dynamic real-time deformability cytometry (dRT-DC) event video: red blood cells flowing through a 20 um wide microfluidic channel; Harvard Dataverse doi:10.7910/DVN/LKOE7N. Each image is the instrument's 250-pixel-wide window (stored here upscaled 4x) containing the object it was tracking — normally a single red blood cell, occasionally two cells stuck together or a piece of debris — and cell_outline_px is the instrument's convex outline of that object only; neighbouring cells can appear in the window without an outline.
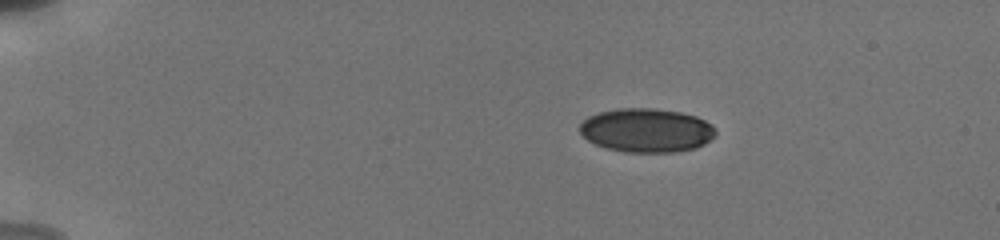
{"species": "human", "species_latin": "Homo sapiens", "temperature_condition": "cold", "stored_images_in_passage": 23, "camera_frame_rate_fps": 3000, "um_per_image_px": 0.085, "donor": {"sex": "male"}, "frame": {"image": 1, "passage_image": 6, "time_ms": 2.667, "image_size_px": [1000, 240], "cell_outline_px": [[716, 136], [704, 144], [696, 148], [676, 152], [628, 152], [608, 148], [596, 144], [588, 140], [580, 132], [580, 124], [588, 116], [600, 112], [616, 108], [656, 108], [680, 112], [696, 116], [712, 124], [716, 128]], "centroid_in_image_um": [54.99, 11.07], "position_along_channel_um": 30.0, "area_um2": 34.85}}
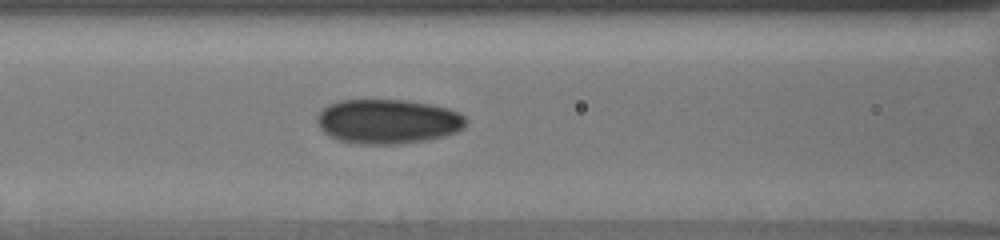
{"frame": {"image": 2, "passage_image": 14, "time_ms": 7.667, "image_size_px": [1000, 240], "cell_outline_px": [[468, 120], [464, 128], [456, 132], [444, 136], [428, 140], [396, 144], [360, 144], [340, 140], [328, 136], [320, 128], [316, 120], [316, 116], [328, 104], [340, 100], [408, 100], [432, 104], [448, 108], [460, 112]], "centroid_in_image_um": [32.99, 10.32], "position_along_channel_um": 133.6, "area_um2": 38.96}}
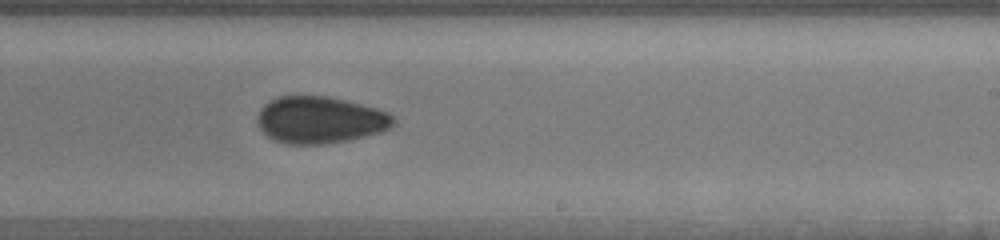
{"frame": {"image": 3, "passage_image": 20, "time_ms": 11.0, "image_size_px": [1000, 240], "cell_outline_px": [[396, 124], [392, 128], [380, 132], [348, 140], [324, 144], [284, 144], [272, 140], [256, 124], [256, 116], [260, 108], [268, 100], [276, 96], [328, 96], [376, 108], [388, 112], [396, 120]], "centroid_in_image_um": [27.17, 10.19], "position_along_channel_um": 261.8, "area_um2": 37.57}}